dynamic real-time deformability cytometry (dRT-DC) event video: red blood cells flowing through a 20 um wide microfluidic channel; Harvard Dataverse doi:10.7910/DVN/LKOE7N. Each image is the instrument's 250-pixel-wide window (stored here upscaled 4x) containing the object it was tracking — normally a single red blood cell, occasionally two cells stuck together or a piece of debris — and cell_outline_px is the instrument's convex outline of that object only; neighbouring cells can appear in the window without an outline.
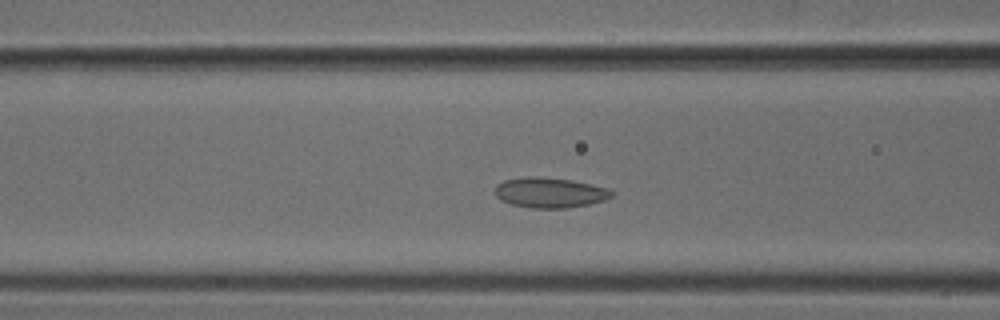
{"species": "common noctule bat (a hibernating species)", "species_latin": "Nyctalus noctula", "temperature_condition": "cold", "stored_images_in_passage": 46, "camera_frame_rate_fps": 3000, "um_per_image_px": 0.085, "animal": {"sex": "male", "body_mass_g": 18.8}, "frame": {"image": 1, "passage_image": 15, "time_ms": 4.667, "image_size_px": [1000, 320], "cell_outline_px": [[612, 196], [604, 200], [588, 204], [568, 208], [532, 208], [512, 204], [500, 200], [496, 196], [496, 184], [504, 180], [532, 176], [572, 180], [608, 188], [612, 192]], "centroid_in_image_um": [46.72, 16.38], "position_along_channel_um": 119.9, "area_um2": 20.35}}
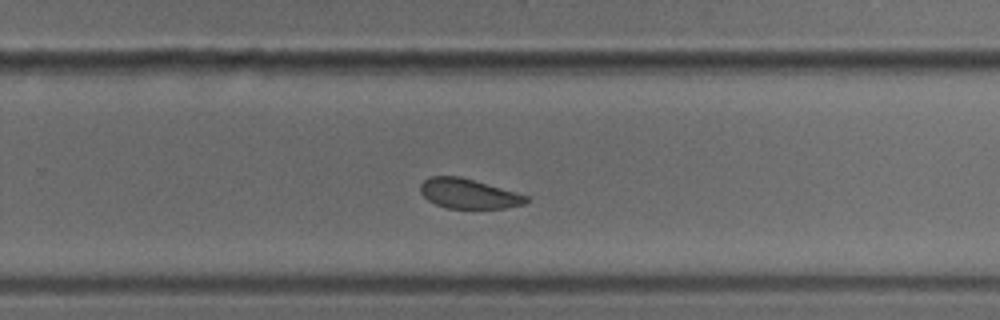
{"frame": {"image": 2, "passage_image": 28, "time_ms": 9.0, "image_size_px": [1000, 320], "cell_outline_px": [[528, 200], [524, 204], [504, 208], [444, 208], [428, 200], [420, 192], [420, 184], [428, 176], [460, 176], [528, 196]], "centroid_in_image_um": [39.78, 16.46], "position_along_channel_um": 290.0, "area_um2": 18.21}}
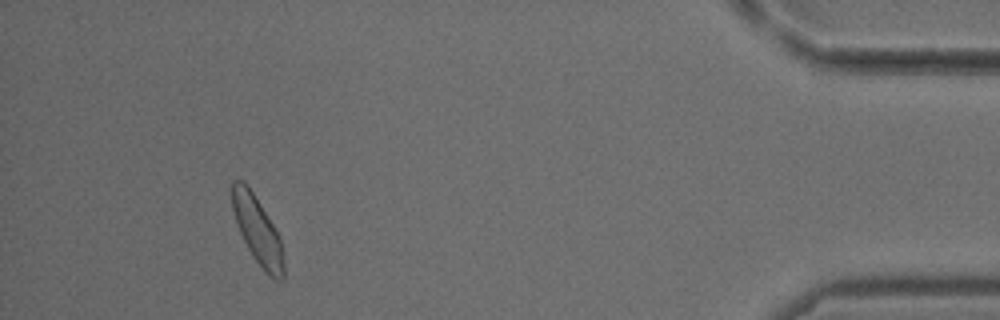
{"frame": {"image": 3, "passage_image": 42, "time_ms": 13.667, "image_size_px": [1000, 320], "cell_outline_px": [[284, 280], [276, 280], [268, 276], [264, 272], [252, 256], [240, 232], [232, 208], [232, 180], [244, 180], [248, 184], [272, 224], [280, 240], [284, 264]], "centroid_in_image_um": [21.88, 19.6], "position_along_channel_um": 413.3, "area_um2": 20.0}}